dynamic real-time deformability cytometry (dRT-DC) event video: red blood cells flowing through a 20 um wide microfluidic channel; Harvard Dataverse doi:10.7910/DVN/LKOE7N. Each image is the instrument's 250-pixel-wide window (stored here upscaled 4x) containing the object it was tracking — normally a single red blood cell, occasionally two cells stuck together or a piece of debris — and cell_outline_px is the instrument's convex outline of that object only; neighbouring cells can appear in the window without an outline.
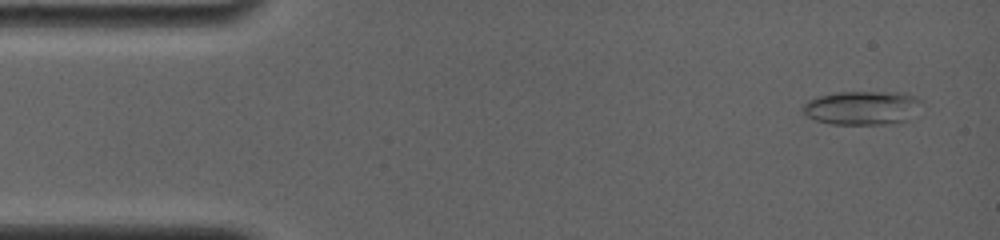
{"species": "common noctule bat (a hibernating species)", "species_latin": "Nyctalus noctula", "temperature_condition": "room temperature", "stored_images_in_passage": 4, "camera_frame_rate_fps": 4000, "um_per_image_px": 0.085, "animal": {"sex": "female", "body_mass_g": 19.0, "forearm_length_mm": 56.7}, "frame": {"image": 1, "passage_image": 1, "time_ms": 0.0, "image_size_px": [1000, 240], "cell_outline_px": [[924, 100], [908, 120], [892, 124], [832, 124], [816, 120], [800, 112], [800, 108], [808, 100], [816, 96], [836, 92], [904, 92], [916, 96]], "centroid_in_image_um": [73.27, 9.15], "position_along_channel_um": 11.7, "area_um2": 23.81}}
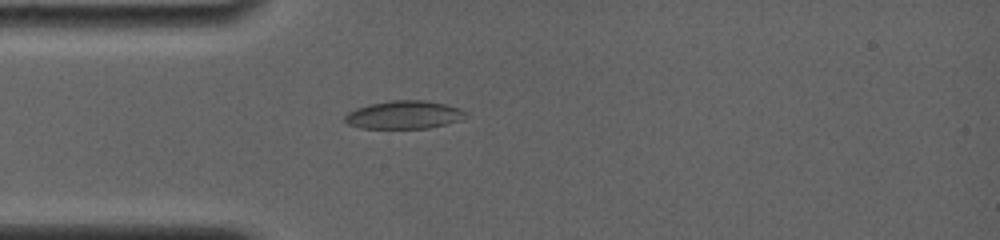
{"frame": {"image": 2, "passage_image": 4, "time_ms": 3.5, "image_size_px": [1000, 240], "cell_outline_px": [[468, 112], [460, 120], [428, 128], [360, 128], [348, 124], [344, 120], [344, 116], [348, 112], [356, 108], [368, 104], [388, 100], [428, 100], [460, 108]], "centroid_in_image_um": [34.31, 9.75], "position_along_channel_um": 50.7, "area_um2": 19.83}}